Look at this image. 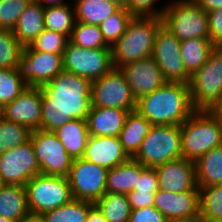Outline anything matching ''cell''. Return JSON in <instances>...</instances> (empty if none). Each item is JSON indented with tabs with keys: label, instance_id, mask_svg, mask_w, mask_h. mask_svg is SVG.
<instances>
[{
	"label": "cell",
	"instance_id": "49",
	"mask_svg": "<svg viewBox=\"0 0 222 222\" xmlns=\"http://www.w3.org/2000/svg\"><path fill=\"white\" fill-rule=\"evenodd\" d=\"M18 222H44L41 215L29 214Z\"/></svg>",
	"mask_w": 222,
	"mask_h": 222
},
{
	"label": "cell",
	"instance_id": "1",
	"mask_svg": "<svg viewBox=\"0 0 222 222\" xmlns=\"http://www.w3.org/2000/svg\"><path fill=\"white\" fill-rule=\"evenodd\" d=\"M41 89V130L55 131L70 120L87 119L91 108V80L63 70Z\"/></svg>",
	"mask_w": 222,
	"mask_h": 222
},
{
	"label": "cell",
	"instance_id": "25",
	"mask_svg": "<svg viewBox=\"0 0 222 222\" xmlns=\"http://www.w3.org/2000/svg\"><path fill=\"white\" fill-rule=\"evenodd\" d=\"M152 127L153 125L136 110L129 112L119 134V140L130 158L137 153Z\"/></svg>",
	"mask_w": 222,
	"mask_h": 222
},
{
	"label": "cell",
	"instance_id": "48",
	"mask_svg": "<svg viewBox=\"0 0 222 222\" xmlns=\"http://www.w3.org/2000/svg\"><path fill=\"white\" fill-rule=\"evenodd\" d=\"M35 1L39 2L44 8L53 7V6H62L68 4L63 0H35Z\"/></svg>",
	"mask_w": 222,
	"mask_h": 222
},
{
	"label": "cell",
	"instance_id": "31",
	"mask_svg": "<svg viewBox=\"0 0 222 222\" xmlns=\"http://www.w3.org/2000/svg\"><path fill=\"white\" fill-rule=\"evenodd\" d=\"M69 4L44 8L45 28L62 33L68 38H70L76 22L75 8Z\"/></svg>",
	"mask_w": 222,
	"mask_h": 222
},
{
	"label": "cell",
	"instance_id": "47",
	"mask_svg": "<svg viewBox=\"0 0 222 222\" xmlns=\"http://www.w3.org/2000/svg\"><path fill=\"white\" fill-rule=\"evenodd\" d=\"M85 222H108L99 208L94 204L90 209L86 217Z\"/></svg>",
	"mask_w": 222,
	"mask_h": 222
},
{
	"label": "cell",
	"instance_id": "38",
	"mask_svg": "<svg viewBox=\"0 0 222 222\" xmlns=\"http://www.w3.org/2000/svg\"><path fill=\"white\" fill-rule=\"evenodd\" d=\"M23 47L11 30L0 29V68H19Z\"/></svg>",
	"mask_w": 222,
	"mask_h": 222
},
{
	"label": "cell",
	"instance_id": "26",
	"mask_svg": "<svg viewBox=\"0 0 222 222\" xmlns=\"http://www.w3.org/2000/svg\"><path fill=\"white\" fill-rule=\"evenodd\" d=\"M75 20L100 25L115 13L121 5L114 0H74Z\"/></svg>",
	"mask_w": 222,
	"mask_h": 222
},
{
	"label": "cell",
	"instance_id": "56",
	"mask_svg": "<svg viewBox=\"0 0 222 222\" xmlns=\"http://www.w3.org/2000/svg\"><path fill=\"white\" fill-rule=\"evenodd\" d=\"M214 222H222V219L216 220V221H214Z\"/></svg>",
	"mask_w": 222,
	"mask_h": 222
},
{
	"label": "cell",
	"instance_id": "14",
	"mask_svg": "<svg viewBox=\"0 0 222 222\" xmlns=\"http://www.w3.org/2000/svg\"><path fill=\"white\" fill-rule=\"evenodd\" d=\"M18 69L27 86L42 87L64 70L63 54L35 51L29 45L24 46Z\"/></svg>",
	"mask_w": 222,
	"mask_h": 222
},
{
	"label": "cell",
	"instance_id": "36",
	"mask_svg": "<svg viewBox=\"0 0 222 222\" xmlns=\"http://www.w3.org/2000/svg\"><path fill=\"white\" fill-rule=\"evenodd\" d=\"M26 87L18 68H0V109L12 102Z\"/></svg>",
	"mask_w": 222,
	"mask_h": 222
},
{
	"label": "cell",
	"instance_id": "37",
	"mask_svg": "<svg viewBox=\"0 0 222 222\" xmlns=\"http://www.w3.org/2000/svg\"><path fill=\"white\" fill-rule=\"evenodd\" d=\"M132 17L129 11L124 6H121L99 25L105 42L109 47H112L124 34L128 22Z\"/></svg>",
	"mask_w": 222,
	"mask_h": 222
},
{
	"label": "cell",
	"instance_id": "40",
	"mask_svg": "<svg viewBox=\"0 0 222 222\" xmlns=\"http://www.w3.org/2000/svg\"><path fill=\"white\" fill-rule=\"evenodd\" d=\"M32 0H0V29L13 31L18 18Z\"/></svg>",
	"mask_w": 222,
	"mask_h": 222
},
{
	"label": "cell",
	"instance_id": "4",
	"mask_svg": "<svg viewBox=\"0 0 222 222\" xmlns=\"http://www.w3.org/2000/svg\"><path fill=\"white\" fill-rule=\"evenodd\" d=\"M222 145V123L210 110H195L181 124L182 157L196 162L205 153Z\"/></svg>",
	"mask_w": 222,
	"mask_h": 222
},
{
	"label": "cell",
	"instance_id": "53",
	"mask_svg": "<svg viewBox=\"0 0 222 222\" xmlns=\"http://www.w3.org/2000/svg\"><path fill=\"white\" fill-rule=\"evenodd\" d=\"M114 1L118 2L121 6H123L126 0H114Z\"/></svg>",
	"mask_w": 222,
	"mask_h": 222
},
{
	"label": "cell",
	"instance_id": "24",
	"mask_svg": "<svg viewBox=\"0 0 222 222\" xmlns=\"http://www.w3.org/2000/svg\"><path fill=\"white\" fill-rule=\"evenodd\" d=\"M72 159L83 158L89 131L87 120L73 119L53 131Z\"/></svg>",
	"mask_w": 222,
	"mask_h": 222
},
{
	"label": "cell",
	"instance_id": "13",
	"mask_svg": "<svg viewBox=\"0 0 222 222\" xmlns=\"http://www.w3.org/2000/svg\"><path fill=\"white\" fill-rule=\"evenodd\" d=\"M181 41L163 25L157 30L152 57L167 82L188 84L190 74L181 58Z\"/></svg>",
	"mask_w": 222,
	"mask_h": 222
},
{
	"label": "cell",
	"instance_id": "28",
	"mask_svg": "<svg viewBox=\"0 0 222 222\" xmlns=\"http://www.w3.org/2000/svg\"><path fill=\"white\" fill-rule=\"evenodd\" d=\"M198 187L222 184V145L211 149L195 162Z\"/></svg>",
	"mask_w": 222,
	"mask_h": 222
},
{
	"label": "cell",
	"instance_id": "32",
	"mask_svg": "<svg viewBox=\"0 0 222 222\" xmlns=\"http://www.w3.org/2000/svg\"><path fill=\"white\" fill-rule=\"evenodd\" d=\"M94 203L85 200L72 199L69 203L41 216L44 222H85L89 209Z\"/></svg>",
	"mask_w": 222,
	"mask_h": 222
},
{
	"label": "cell",
	"instance_id": "54",
	"mask_svg": "<svg viewBox=\"0 0 222 222\" xmlns=\"http://www.w3.org/2000/svg\"><path fill=\"white\" fill-rule=\"evenodd\" d=\"M5 184H4V182H3V180H2V178H1V176H0V190L2 189V187L4 186Z\"/></svg>",
	"mask_w": 222,
	"mask_h": 222
},
{
	"label": "cell",
	"instance_id": "8",
	"mask_svg": "<svg viewBox=\"0 0 222 222\" xmlns=\"http://www.w3.org/2000/svg\"><path fill=\"white\" fill-rule=\"evenodd\" d=\"M25 189L30 214L42 215L73 199L68 177L38 174Z\"/></svg>",
	"mask_w": 222,
	"mask_h": 222
},
{
	"label": "cell",
	"instance_id": "17",
	"mask_svg": "<svg viewBox=\"0 0 222 222\" xmlns=\"http://www.w3.org/2000/svg\"><path fill=\"white\" fill-rule=\"evenodd\" d=\"M119 69L131 88L136 101L159 89L167 82L152 56L127 63Z\"/></svg>",
	"mask_w": 222,
	"mask_h": 222
},
{
	"label": "cell",
	"instance_id": "39",
	"mask_svg": "<svg viewBox=\"0 0 222 222\" xmlns=\"http://www.w3.org/2000/svg\"><path fill=\"white\" fill-rule=\"evenodd\" d=\"M68 41L66 35L45 29L29 46L35 51L63 54Z\"/></svg>",
	"mask_w": 222,
	"mask_h": 222
},
{
	"label": "cell",
	"instance_id": "22",
	"mask_svg": "<svg viewBox=\"0 0 222 222\" xmlns=\"http://www.w3.org/2000/svg\"><path fill=\"white\" fill-rule=\"evenodd\" d=\"M145 168L143 164L133 158L107 171L106 192L129 194L132 192Z\"/></svg>",
	"mask_w": 222,
	"mask_h": 222
},
{
	"label": "cell",
	"instance_id": "33",
	"mask_svg": "<svg viewBox=\"0 0 222 222\" xmlns=\"http://www.w3.org/2000/svg\"><path fill=\"white\" fill-rule=\"evenodd\" d=\"M199 204L204 222L222 219V184L199 187Z\"/></svg>",
	"mask_w": 222,
	"mask_h": 222
},
{
	"label": "cell",
	"instance_id": "43",
	"mask_svg": "<svg viewBox=\"0 0 222 222\" xmlns=\"http://www.w3.org/2000/svg\"><path fill=\"white\" fill-rule=\"evenodd\" d=\"M159 189L158 176L155 168L145 167L138 178L135 192H156Z\"/></svg>",
	"mask_w": 222,
	"mask_h": 222
},
{
	"label": "cell",
	"instance_id": "30",
	"mask_svg": "<svg viewBox=\"0 0 222 222\" xmlns=\"http://www.w3.org/2000/svg\"><path fill=\"white\" fill-rule=\"evenodd\" d=\"M94 204L108 222H129L131 207L126 194L106 192Z\"/></svg>",
	"mask_w": 222,
	"mask_h": 222
},
{
	"label": "cell",
	"instance_id": "23",
	"mask_svg": "<svg viewBox=\"0 0 222 222\" xmlns=\"http://www.w3.org/2000/svg\"><path fill=\"white\" fill-rule=\"evenodd\" d=\"M44 7L32 0L20 15L13 29V34L23 45H30L44 30Z\"/></svg>",
	"mask_w": 222,
	"mask_h": 222
},
{
	"label": "cell",
	"instance_id": "7",
	"mask_svg": "<svg viewBox=\"0 0 222 222\" xmlns=\"http://www.w3.org/2000/svg\"><path fill=\"white\" fill-rule=\"evenodd\" d=\"M188 85L195 110L211 111L222 100V52L217 47L190 76Z\"/></svg>",
	"mask_w": 222,
	"mask_h": 222
},
{
	"label": "cell",
	"instance_id": "3",
	"mask_svg": "<svg viewBox=\"0 0 222 222\" xmlns=\"http://www.w3.org/2000/svg\"><path fill=\"white\" fill-rule=\"evenodd\" d=\"M161 17L133 16L124 34L111 47L114 68L152 56L157 30L162 26Z\"/></svg>",
	"mask_w": 222,
	"mask_h": 222
},
{
	"label": "cell",
	"instance_id": "34",
	"mask_svg": "<svg viewBox=\"0 0 222 222\" xmlns=\"http://www.w3.org/2000/svg\"><path fill=\"white\" fill-rule=\"evenodd\" d=\"M69 41L85 49L111 48L104 39L99 25L75 22Z\"/></svg>",
	"mask_w": 222,
	"mask_h": 222
},
{
	"label": "cell",
	"instance_id": "27",
	"mask_svg": "<svg viewBox=\"0 0 222 222\" xmlns=\"http://www.w3.org/2000/svg\"><path fill=\"white\" fill-rule=\"evenodd\" d=\"M29 214L25 186L5 184L0 190V216L19 221Z\"/></svg>",
	"mask_w": 222,
	"mask_h": 222
},
{
	"label": "cell",
	"instance_id": "52",
	"mask_svg": "<svg viewBox=\"0 0 222 222\" xmlns=\"http://www.w3.org/2000/svg\"><path fill=\"white\" fill-rule=\"evenodd\" d=\"M0 222H18V221H14V220H11V219H8V218H4V217L0 216Z\"/></svg>",
	"mask_w": 222,
	"mask_h": 222
},
{
	"label": "cell",
	"instance_id": "29",
	"mask_svg": "<svg viewBox=\"0 0 222 222\" xmlns=\"http://www.w3.org/2000/svg\"><path fill=\"white\" fill-rule=\"evenodd\" d=\"M215 48L210 39L193 38L181 41V58L186 71L192 75L199 70Z\"/></svg>",
	"mask_w": 222,
	"mask_h": 222
},
{
	"label": "cell",
	"instance_id": "19",
	"mask_svg": "<svg viewBox=\"0 0 222 222\" xmlns=\"http://www.w3.org/2000/svg\"><path fill=\"white\" fill-rule=\"evenodd\" d=\"M154 207L168 221L200 216L199 190L173 193L158 189Z\"/></svg>",
	"mask_w": 222,
	"mask_h": 222
},
{
	"label": "cell",
	"instance_id": "9",
	"mask_svg": "<svg viewBox=\"0 0 222 222\" xmlns=\"http://www.w3.org/2000/svg\"><path fill=\"white\" fill-rule=\"evenodd\" d=\"M113 68L111 48L85 49L67 42L63 53V69L91 81Z\"/></svg>",
	"mask_w": 222,
	"mask_h": 222
},
{
	"label": "cell",
	"instance_id": "16",
	"mask_svg": "<svg viewBox=\"0 0 222 222\" xmlns=\"http://www.w3.org/2000/svg\"><path fill=\"white\" fill-rule=\"evenodd\" d=\"M5 120L29 127L32 131L41 128L42 89L27 86L12 102L0 109Z\"/></svg>",
	"mask_w": 222,
	"mask_h": 222
},
{
	"label": "cell",
	"instance_id": "2",
	"mask_svg": "<svg viewBox=\"0 0 222 222\" xmlns=\"http://www.w3.org/2000/svg\"><path fill=\"white\" fill-rule=\"evenodd\" d=\"M152 125H181L195 111L189 85L166 82L136 101V109Z\"/></svg>",
	"mask_w": 222,
	"mask_h": 222
},
{
	"label": "cell",
	"instance_id": "18",
	"mask_svg": "<svg viewBox=\"0 0 222 222\" xmlns=\"http://www.w3.org/2000/svg\"><path fill=\"white\" fill-rule=\"evenodd\" d=\"M155 171L161 190L173 193L199 190L194 161L181 157L155 167Z\"/></svg>",
	"mask_w": 222,
	"mask_h": 222
},
{
	"label": "cell",
	"instance_id": "12",
	"mask_svg": "<svg viewBox=\"0 0 222 222\" xmlns=\"http://www.w3.org/2000/svg\"><path fill=\"white\" fill-rule=\"evenodd\" d=\"M107 171L84 158L73 159L68 176L73 199L98 201L106 193Z\"/></svg>",
	"mask_w": 222,
	"mask_h": 222
},
{
	"label": "cell",
	"instance_id": "46",
	"mask_svg": "<svg viewBox=\"0 0 222 222\" xmlns=\"http://www.w3.org/2000/svg\"><path fill=\"white\" fill-rule=\"evenodd\" d=\"M205 12L222 9V0H194Z\"/></svg>",
	"mask_w": 222,
	"mask_h": 222
},
{
	"label": "cell",
	"instance_id": "6",
	"mask_svg": "<svg viewBox=\"0 0 222 222\" xmlns=\"http://www.w3.org/2000/svg\"><path fill=\"white\" fill-rule=\"evenodd\" d=\"M181 157V125H153L132 158L155 168Z\"/></svg>",
	"mask_w": 222,
	"mask_h": 222
},
{
	"label": "cell",
	"instance_id": "35",
	"mask_svg": "<svg viewBox=\"0 0 222 222\" xmlns=\"http://www.w3.org/2000/svg\"><path fill=\"white\" fill-rule=\"evenodd\" d=\"M31 133L29 127L5 120L0 116V154L28 142Z\"/></svg>",
	"mask_w": 222,
	"mask_h": 222
},
{
	"label": "cell",
	"instance_id": "45",
	"mask_svg": "<svg viewBox=\"0 0 222 222\" xmlns=\"http://www.w3.org/2000/svg\"><path fill=\"white\" fill-rule=\"evenodd\" d=\"M131 209L154 206L155 192H135L127 194Z\"/></svg>",
	"mask_w": 222,
	"mask_h": 222
},
{
	"label": "cell",
	"instance_id": "50",
	"mask_svg": "<svg viewBox=\"0 0 222 222\" xmlns=\"http://www.w3.org/2000/svg\"><path fill=\"white\" fill-rule=\"evenodd\" d=\"M222 123V100L211 110Z\"/></svg>",
	"mask_w": 222,
	"mask_h": 222
},
{
	"label": "cell",
	"instance_id": "10",
	"mask_svg": "<svg viewBox=\"0 0 222 222\" xmlns=\"http://www.w3.org/2000/svg\"><path fill=\"white\" fill-rule=\"evenodd\" d=\"M32 143L41 174L68 177L73 159L53 131L33 130Z\"/></svg>",
	"mask_w": 222,
	"mask_h": 222
},
{
	"label": "cell",
	"instance_id": "51",
	"mask_svg": "<svg viewBox=\"0 0 222 222\" xmlns=\"http://www.w3.org/2000/svg\"><path fill=\"white\" fill-rule=\"evenodd\" d=\"M169 222H204V220L200 216H197V217H191L187 219H176Z\"/></svg>",
	"mask_w": 222,
	"mask_h": 222
},
{
	"label": "cell",
	"instance_id": "41",
	"mask_svg": "<svg viewBox=\"0 0 222 222\" xmlns=\"http://www.w3.org/2000/svg\"><path fill=\"white\" fill-rule=\"evenodd\" d=\"M157 1L158 0H126L123 6L132 16L162 17L167 4L163 8L161 7V9H155Z\"/></svg>",
	"mask_w": 222,
	"mask_h": 222
},
{
	"label": "cell",
	"instance_id": "11",
	"mask_svg": "<svg viewBox=\"0 0 222 222\" xmlns=\"http://www.w3.org/2000/svg\"><path fill=\"white\" fill-rule=\"evenodd\" d=\"M91 106L134 111L136 99L121 70L112 68L92 81Z\"/></svg>",
	"mask_w": 222,
	"mask_h": 222
},
{
	"label": "cell",
	"instance_id": "5",
	"mask_svg": "<svg viewBox=\"0 0 222 222\" xmlns=\"http://www.w3.org/2000/svg\"><path fill=\"white\" fill-rule=\"evenodd\" d=\"M162 24L180 41L209 39L208 14L194 0H173L167 3Z\"/></svg>",
	"mask_w": 222,
	"mask_h": 222
},
{
	"label": "cell",
	"instance_id": "15",
	"mask_svg": "<svg viewBox=\"0 0 222 222\" xmlns=\"http://www.w3.org/2000/svg\"><path fill=\"white\" fill-rule=\"evenodd\" d=\"M38 174L41 169L30 140L0 154V176L4 184L25 186Z\"/></svg>",
	"mask_w": 222,
	"mask_h": 222
},
{
	"label": "cell",
	"instance_id": "21",
	"mask_svg": "<svg viewBox=\"0 0 222 222\" xmlns=\"http://www.w3.org/2000/svg\"><path fill=\"white\" fill-rule=\"evenodd\" d=\"M129 110L91 106L87 116L90 136L119 137Z\"/></svg>",
	"mask_w": 222,
	"mask_h": 222
},
{
	"label": "cell",
	"instance_id": "55",
	"mask_svg": "<svg viewBox=\"0 0 222 222\" xmlns=\"http://www.w3.org/2000/svg\"><path fill=\"white\" fill-rule=\"evenodd\" d=\"M222 52V45L217 47Z\"/></svg>",
	"mask_w": 222,
	"mask_h": 222
},
{
	"label": "cell",
	"instance_id": "44",
	"mask_svg": "<svg viewBox=\"0 0 222 222\" xmlns=\"http://www.w3.org/2000/svg\"><path fill=\"white\" fill-rule=\"evenodd\" d=\"M209 39L216 46L222 45V9L207 12Z\"/></svg>",
	"mask_w": 222,
	"mask_h": 222
},
{
	"label": "cell",
	"instance_id": "20",
	"mask_svg": "<svg viewBox=\"0 0 222 222\" xmlns=\"http://www.w3.org/2000/svg\"><path fill=\"white\" fill-rule=\"evenodd\" d=\"M83 158L111 169L126 162L130 157L124 151L119 137L89 136Z\"/></svg>",
	"mask_w": 222,
	"mask_h": 222
},
{
	"label": "cell",
	"instance_id": "42",
	"mask_svg": "<svg viewBox=\"0 0 222 222\" xmlns=\"http://www.w3.org/2000/svg\"><path fill=\"white\" fill-rule=\"evenodd\" d=\"M129 222H169L154 206L131 209Z\"/></svg>",
	"mask_w": 222,
	"mask_h": 222
}]
</instances>
